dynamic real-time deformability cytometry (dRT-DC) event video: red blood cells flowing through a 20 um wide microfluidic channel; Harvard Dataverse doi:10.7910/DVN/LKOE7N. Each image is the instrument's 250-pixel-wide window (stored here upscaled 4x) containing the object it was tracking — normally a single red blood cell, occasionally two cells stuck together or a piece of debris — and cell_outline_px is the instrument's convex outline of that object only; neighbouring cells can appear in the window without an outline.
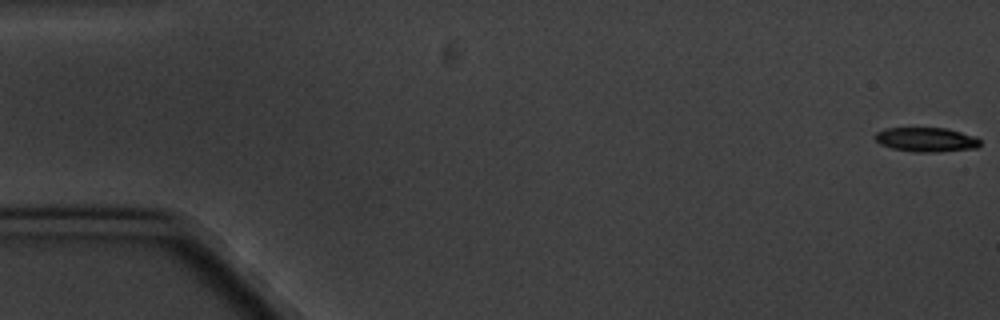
{"species": "common noctule bat (a hibernating species)", "species_latin": "Nyctalus noctula", "temperature_condition": "cold", "stored_images_in_passage": 6, "camera_frame_rate_fps": 3000, "um_per_image_px": 0.085, "animal": {"sex": "male", "body_mass_g": 20.1, "forearm_length_mm": 53.5}, "frame": {"image": 1, "passage_image": 1, "time_ms": 0.0, "image_size_px": [1000, 320], "cell_outline_px": [[980, 144], [976, 148], [936, 152], [916, 152], [892, 148], [880, 144], [872, 136], [876, 132], [884, 128], [948, 128], [976, 136], [980, 140]], "centroid_in_image_um": [78.72, 11.86], "position_along_channel_um": 6.3, "area_um2": 15.03}}
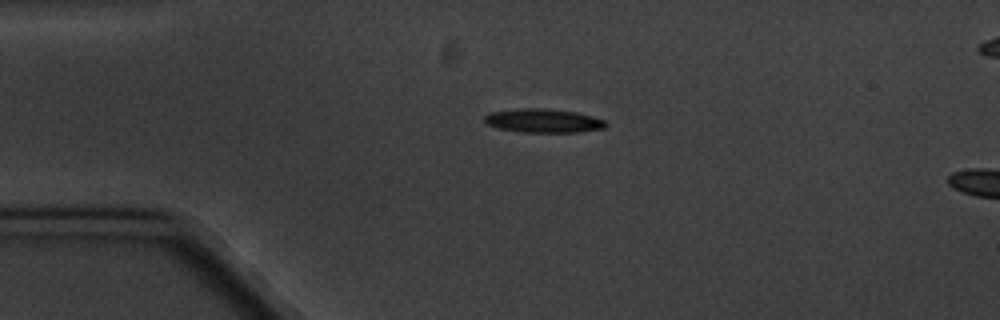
{"frame": {"image": 2, "passage_image": 5, "time_ms": 4.333, "image_size_px": [1000, 320], "cell_outline_px": [[608, 124], [604, 128], [576, 132], [524, 132], [500, 128], [488, 124], [484, 120], [484, 116], [488, 112], [524, 108], [544, 108], [576, 112], [592, 116], [604, 120]], "centroid_in_image_um": [46.19, 10.25], "position_along_channel_um": 38.8, "area_um2": 16.65}}